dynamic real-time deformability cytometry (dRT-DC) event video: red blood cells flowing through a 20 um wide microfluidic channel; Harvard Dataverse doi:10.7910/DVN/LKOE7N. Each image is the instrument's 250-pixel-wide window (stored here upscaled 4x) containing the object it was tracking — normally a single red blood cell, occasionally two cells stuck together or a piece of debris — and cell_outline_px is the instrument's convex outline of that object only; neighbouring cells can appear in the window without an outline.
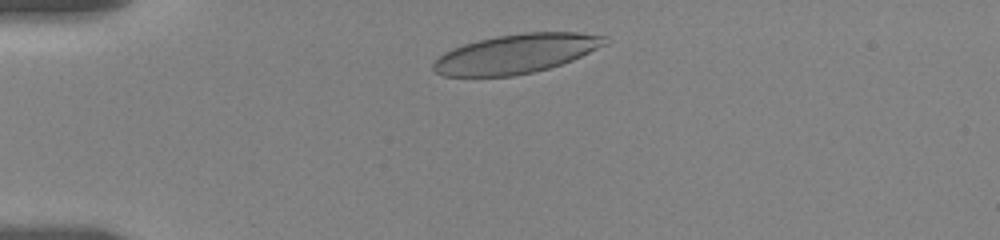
{"species": "human", "species_latin": "Homo sapiens", "temperature_condition": "room temperature", "stored_images_in_passage": 45, "camera_frame_rate_fps": 3000, "um_per_image_px": 0.085, "donor": {"sex": "female"}, "frame": {"image": 1, "passage_image": 3, "time_ms": 0.667, "image_size_px": [1000, 240], "cell_outline_px": [[612, 40], [608, 44], [572, 60], [548, 68], [532, 72], [512, 76], [444, 76], [436, 72], [432, 68], [432, 64], [444, 52], [452, 48], [464, 44], [496, 36], [524, 32], [576, 32], [608, 36]], "centroid_in_image_um": [43.92, 4.55], "position_along_channel_um": 41.1, "area_um2": 39.25}}
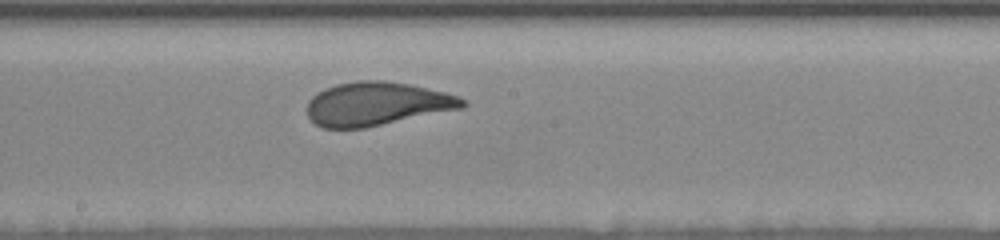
{"frame": {"image": 2, "passage_image": 20, "time_ms": 6.667, "image_size_px": [1000, 240], "cell_outline_px": [[468, 104], [464, 108], [364, 128], [320, 128], [308, 116], [308, 100], [316, 92], [324, 88], [336, 84], [360, 80], [384, 80], [408, 84], [444, 92], [456, 96], [464, 100]], "centroid_in_image_um": [32.0, 8.83], "position_along_channel_um": 216.2, "area_um2": 39.42}}
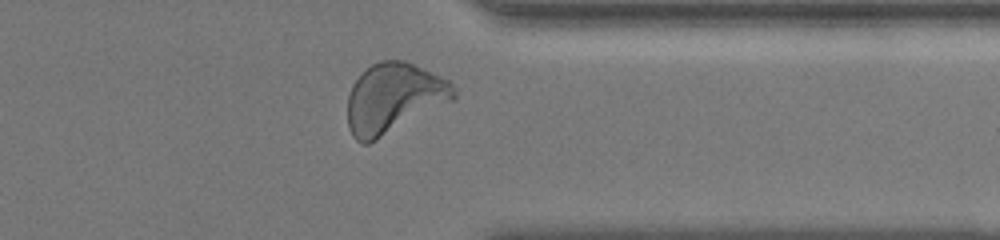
{"frame": {"image": 3, "passage_image": 36, "time_ms": 11.333, "image_size_px": [1000, 240], "cell_outline_px": [[456, 96], [452, 100], [376, 140], [368, 144], [364, 144], [356, 140], [352, 136], [348, 128], [348, 96], [352, 84], [364, 68], [380, 60], [404, 60], [448, 80], [456, 88]], "centroid_in_image_um": [33.42, 8.33], "position_along_channel_um": 378.0, "area_um2": 43.0}, "authors_computed_cell_mechanics": {"area_um2": 39.882, "velocity_mm_per_s": 3.5154, "shape_relaxation_time_tau1_ms": 3.3556, "shape_relaxation_time_tau2_ms": null, "deformation_change_tau1": 0.149, "deformation_change_tau2": null}}